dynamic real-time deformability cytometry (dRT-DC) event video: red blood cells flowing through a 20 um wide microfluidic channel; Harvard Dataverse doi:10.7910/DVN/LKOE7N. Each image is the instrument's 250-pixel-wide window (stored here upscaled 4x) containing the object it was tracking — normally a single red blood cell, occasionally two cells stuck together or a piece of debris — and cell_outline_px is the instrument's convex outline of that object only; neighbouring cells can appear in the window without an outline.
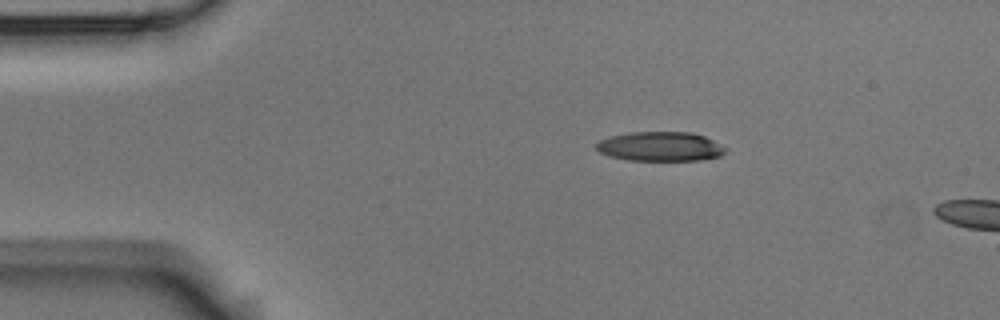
{"species": "Egyptian fruit bat (a non-hibernating species)", "species_latin": "Rousettus aegyptiacus", "temperature_condition": "room temperature", "stored_images_in_passage": 3, "camera_frame_rate_fps": 3000, "um_per_image_px": 0.085, "animal": {"sex": "male"}, "frame": {"image": 1, "passage_image": 1, "time_ms": 0.0, "image_size_px": [1000, 320], "cell_outline_px": [[728, 148], [720, 156], [700, 160], [628, 160], [612, 156], [600, 152], [596, 148], [596, 144], [600, 140], [608, 136], [632, 132], [692, 132], [704, 136]], "centroid_in_image_um": [56.13, 12.44], "position_along_channel_um": 28.9, "area_um2": 22.02}}